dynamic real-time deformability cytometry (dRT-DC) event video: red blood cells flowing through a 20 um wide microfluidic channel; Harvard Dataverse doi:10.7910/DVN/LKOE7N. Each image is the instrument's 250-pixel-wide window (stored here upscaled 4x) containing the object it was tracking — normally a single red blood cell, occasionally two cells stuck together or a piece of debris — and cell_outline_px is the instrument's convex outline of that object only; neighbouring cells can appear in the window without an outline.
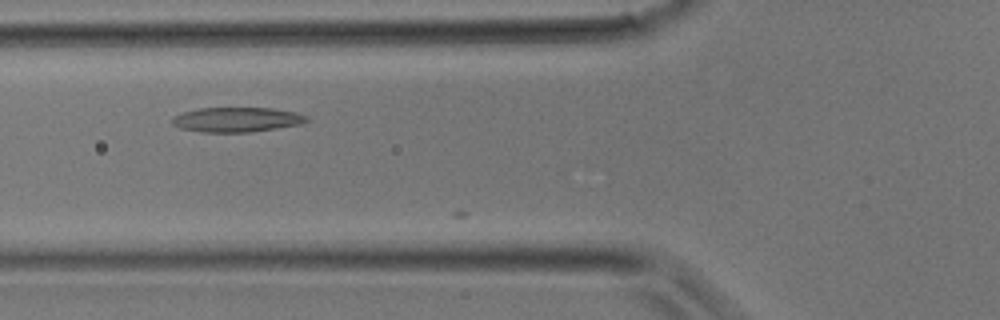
{"species": "common noctule bat (a hibernating species)", "species_latin": "Nyctalus noctula", "temperature_condition": "room temperature", "stored_images_in_passage": 7, "camera_frame_rate_fps": 3000, "um_per_image_px": 0.085, "animal": {"sex": "male", "body_mass_g": 17.9}, "frame": {"image": 1, "passage_image": 4, "time_ms": 1.0, "image_size_px": [1000, 320], "cell_outline_px": [[312, 120], [300, 124], [276, 128], [248, 132], [200, 132], [180, 128], [172, 124], [172, 120], [176, 116], [184, 112], [200, 108], [272, 108], [296, 112], [308, 116]], "centroid_in_image_um": [20.18, 10.17], "position_along_channel_um": 105.6, "area_um2": 19.31}}
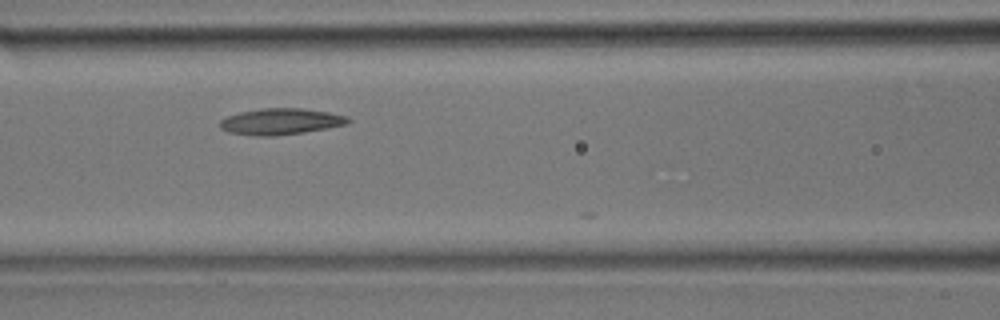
{"frame": {"image": 2, "passage_image": 6, "time_ms": 1.667, "image_size_px": [1000, 320], "cell_outline_px": [[352, 120], [348, 124], [328, 128], [304, 132], [276, 136], [256, 136], [228, 132], [220, 128], [220, 120], [228, 116], [240, 112], [260, 108], [300, 108], [328, 112], [348, 116]], "centroid_in_image_um": [23.88, 10.33], "position_along_channel_um": 142.7, "area_um2": 19.71}}